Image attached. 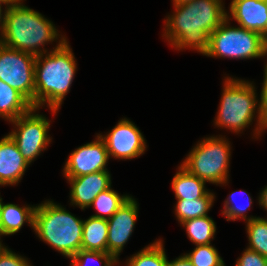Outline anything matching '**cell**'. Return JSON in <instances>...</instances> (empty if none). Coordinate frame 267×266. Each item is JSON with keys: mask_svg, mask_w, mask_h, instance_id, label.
Returning a JSON list of instances; mask_svg holds the SVG:
<instances>
[{"mask_svg": "<svg viewBox=\"0 0 267 266\" xmlns=\"http://www.w3.org/2000/svg\"><path fill=\"white\" fill-rule=\"evenodd\" d=\"M222 0H193L176 4L175 13L167 17L165 38L178 48H193L203 55L209 47L210 34L226 19Z\"/></svg>", "mask_w": 267, "mask_h": 266, "instance_id": "6da1fadb", "label": "cell"}, {"mask_svg": "<svg viewBox=\"0 0 267 266\" xmlns=\"http://www.w3.org/2000/svg\"><path fill=\"white\" fill-rule=\"evenodd\" d=\"M60 39L46 57L43 53L35 60L34 107L39 109L46 103L54 114L69 92L77 67L66 38Z\"/></svg>", "mask_w": 267, "mask_h": 266, "instance_id": "7a4b0ae2", "label": "cell"}, {"mask_svg": "<svg viewBox=\"0 0 267 266\" xmlns=\"http://www.w3.org/2000/svg\"><path fill=\"white\" fill-rule=\"evenodd\" d=\"M20 1L23 0L7 9L0 43L35 56L48 53L47 50H40V46L56 40L58 30L42 14Z\"/></svg>", "mask_w": 267, "mask_h": 266, "instance_id": "3957f363", "label": "cell"}, {"mask_svg": "<svg viewBox=\"0 0 267 266\" xmlns=\"http://www.w3.org/2000/svg\"><path fill=\"white\" fill-rule=\"evenodd\" d=\"M83 222L61 205L46 201L36 206L33 229L41 240L71 259L82 249Z\"/></svg>", "mask_w": 267, "mask_h": 266, "instance_id": "277c9868", "label": "cell"}, {"mask_svg": "<svg viewBox=\"0 0 267 266\" xmlns=\"http://www.w3.org/2000/svg\"><path fill=\"white\" fill-rule=\"evenodd\" d=\"M248 81L227 77L215 125L238 133L248 127L258 112L255 135L265 129L259 117V104L256 99L255 86ZM258 104V108L257 107Z\"/></svg>", "mask_w": 267, "mask_h": 266, "instance_id": "5b68a950", "label": "cell"}, {"mask_svg": "<svg viewBox=\"0 0 267 266\" xmlns=\"http://www.w3.org/2000/svg\"><path fill=\"white\" fill-rule=\"evenodd\" d=\"M229 144L225 137H207L191 150L181 166L205 182L225 184L231 155Z\"/></svg>", "mask_w": 267, "mask_h": 266, "instance_id": "8992f818", "label": "cell"}, {"mask_svg": "<svg viewBox=\"0 0 267 266\" xmlns=\"http://www.w3.org/2000/svg\"><path fill=\"white\" fill-rule=\"evenodd\" d=\"M229 16L209 36L206 56L236 59L259 58L267 55L261 34L242 27H230Z\"/></svg>", "mask_w": 267, "mask_h": 266, "instance_id": "52a82bcc", "label": "cell"}, {"mask_svg": "<svg viewBox=\"0 0 267 266\" xmlns=\"http://www.w3.org/2000/svg\"><path fill=\"white\" fill-rule=\"evenodd\" d=\"M36 56L0 43V80L16 89L34 107Z\"/></svg>", "mask_w": 267, "mask_h": 266, "instance_id": "ba28073f", "label": "cell"}, {"mask_svg": "<svg viewBox=\"0 0 267 266\" xmlns=\"http://www.w3.org/2000/svg\"><path fill=\"white\" fill-rule=\"evenodd\" d=\"M36 110L38 108L32 107L27 113L10 121L17 128L9 135L29 164L46 149L51 141L48 135L50 121L45 116L36 114Z\"/></svg>", "mask_w": 267, "mask_h": 266, "instance_id": "9c48e42d", "label": "cell"}, {"mask_svg": "<svg viewBox=\"0 0 267 266\" xmlns=\"http://www.w3.org/2000/svg\"><path fill=\"white\" fill-rule=\"evenodd\" d=\"M100 137L105 142L109 157L130 160L141 156L146 150L141 131L126 118L121 119L107 135Z\"/></svg>", "mask_w": 267, "mask_h": 266, "instance_id": "30bf717a", "label": "cell"}, {"mask_svg": "<svg viewBox=\"0 0 267 266\" xmlns=\"http://www.w3.org/2000/svg\"><path fill=\"white\" fill-rule=\"evenodd\" d=\"M108 160L105 142L98 134L96 140L78 147L69 155L63 172L65 177H78L107 171L106 163Z\"/></svg>", "mask_w": 267, "mask_h": 266, "instance_id": "8fae6325", "label": "cell"}, {"mask_svg": "<svg viewBox=\"0 0 267 266\" xmlns=\"http://www.w3.org/2000/svg\"><path fill=\"white\" fill-rule=\"evenodd\" d=\"M137 216L138 204L130 197L108 219L107 252L116 260L133 232Z\"/></svg>", "mask_w": 267, "mask_h": 266, "instance_id": "7c38bea8", "label": "cell"}, {"mask_svg": "<svg viewBox=\"0 0 267 266\" xmlns=\"http://www.w3.org/2000/svg\"><path fill=\"white\" fill-rule=\"evenodd\" d=\"M66 178L71 184V203L79 206L82 210L90 207L100 192L111 187V176L108 171Z\"/></svg>", "mask_w": 267, "mask_h": 266, "instance_id": "4fadbf2b", "label": "cell"}, {"mask_svg": "<svg viewBox=\"0 0 267 266\" xmlns=\"http://www.w3.org/2000/svg\"><path fill=\"white\" fill-rule=\"evenodd\" d=\"M30 165L20 153L10 135L0 140V185H15Z\"/></svg>", "mask_w": 267, "mask_h": 266, "instance_id": "5bb4252c", "label": "cell"}, {"mask_svg": "<svg viewBox=\"0 0 267 266\" xmlns=\"http://www.w3.org/2000/svg\"><path fill=\"white\" fill-rule=\"evenodd\" d=\"M230 14L239 27L263 34L267 26V0H232Z\"/></svg>", "mask_w": 267, "mask_h": 266, "instance_id": "9a60e30c", "label": "cell"}, {"mask_svg": "<svg viewBox=\"0 0 267 266\" xmlns=\"http://www.w3.org/2000/svg\"><path fill=\"white\" fill-rule=\"evenodd\" d=\"M35 209L36 206L19 207L12 203H2L0 210V236L17 233L24 222L34 228Z\"/></svg>", "mask_w": 267, "mask_h": 266, "instance_id": "2e32d148", "label": "cell"}, {"mask_svg": "<svg viewBox=\"0 0 267 266\" xmlns=\"http://www.w3.org/2000/svg\"><path fill=\"white\" fill-rule=\"evenodd\" d=\"M108 220L90 216L83 222L82 249L107 252Z\"/></svg>", "mask_w": 267, "mask_h": 266, "instance_id": "e0dca14e", "label": "cell"}, {"mask_svg": "<svg viewBox=\"0 0 267 266\" xmlns=\"http://www.w3.org/2000/svg\"><path fill=\"white\" fill-rule=\"evenodd\" d=\"M33 106L16 89L0 80V116L13 121L27 113Z\"/></svg>", "mask_w": 267, "mask_h": 266, "instance_id": "ac0fdd59", "label": "cell"}, {"mask_svg": "<svg viewBox=\"0 0 267 266\" xmlns=\"http://www.w3.org/2000/svg\"><path fill=\"white\" fill-rule=\"evenodd\" d=\"M179 171L173 177L172 188L177 200H195L205 196L209 191L205 188V181L189 173L179 166Z\"/></svg>", "mask_w": 267, "mask_h": 266, "instance_id": "d6986e66", "label": "cell"}, {"mask_svg": "<svg viewBox=\"0 0 267 266\" xmlns=\"http://www.w3.org/2000/svg\"><path fill=\"white\" fill-rule=\"evenodd\" d=\"M214 194L208 192L205 196L195 200H177L175 214L179 222L207 216V212L213 205Z\"/></svg>", "mask_w": 267, "mask_h": 266, "instance_id": "ffe728a7", "label": "cell"}, {"mask_svg": "<svg viewBox=\"0 0 267 266\" xmlns=\"http://www.w3.org/2000/svg\"><path fill=\"white\" fill-rule=\"evenodd\" d=\"M180 224L185 227L189 239L196 246L211 244V240L214 239L216 225L208 215L183 221Z\"/></svg>", "mask_w": 267, "mask_h": 266, "instance_id": "44dd1931", "label": "cell"}, {"mask_svg": "<svg viewBox=\"0 0 267 266\" xmlns=\"http://www.w3.org/2000/svg\"><path fill=\"white\" fill-rule=\"evenodd\" d=\"M130 197L131 196L129 195L121 196L110 187L100 192L93 200L91 206L94 205L97 210V214H94L92 216L108 220ZM103 214H105V216Z\"/></svg>", "mask_w": 267, "mask_h": 266, "instance_id": "7402d4cb", "label": "cell"}, {"mask_svg": "<svg viewBox=\"0 0 267 266\" xmlns=\"http://www.w3.org/2000/svg\"><path fill=\"white\" fill-rule=\"evenodd\" d=\"M162 241L159 239L143 250L134 254L126 266H167V256L165 254Z\"/></svg>", "mask_w": 267, "mask_h": 266, "instance_id": "603a6c76", "label": "cell"}, {"mask_svg": "<svg viewBox=\"0 0 267 266\" xmlns=\"http://www.w3.org/2000/svg\"><path fill=\"white\" fill-rule=\"evenodd\" d=\"M246 230L249 238V249L267 258V219L248 217Z\"/></svg>", "mask_w": 267, "mask_h": 266, "instance_id": "cb8c5ba5", "label": "cell"}, {"mask_svg": "<svg viewBox=\"0 0 267 266\" xmlns=\"http://www.w3.org/2000/svg\"><path fill=\"white\" fill-rule=\"evenodd\" d=\"M185 255L194 266H225L218 251L211 244L198 245Z\"/></svg>", "mask_w": 267, "mask_h": 266, "instance_id": "d4e9b609", "label": "cell"}, {"mask_svg": "<svg viewBox=\"0 0 267 266\" xmlns=\"http://www.w3.org/2000/svg\"><path fill=\"white\" fill-rule=\"evenodd\" d=\"M98 260L100 263L104 261V266H114L118 263L108 252L88 251L81 249L71 258V266H86L88 261ZM103 260V261H102Z\"/></svg>", "mask_w": 267, "mask_h": 266, "instance_id": "484cf974", "label": "cell"}, {"mask_svg": "<svg viewBox=\"0 0 267 266\" xmlns=\"http://www.w3.org/2000/svg\"><path fill=\"white\" fill-rule=\"evenodd\" d=\"M239 191L247 194L246 196H248L247 197L248 203H247V205H244V204L241 205L240 204V205L236 206V204H234V202H235L234 197L236 195V192H238V191L232 192V194H230L228 196L227 200L224 201L225 202L224 203V209H223L224 211H222V214L224 216H226L227 221H230V220L235 221L236 219H239V218L240 219L243 218L245 221H247V219H246L247 216L245 215V212H246V210L250 209V206L252 204V198L249 196L250 194H248L246 191H242V190H239Z\"/></svg>", "mask_w": 267, "mask_h": 266, "instance_id": "4316f807", "label": "cell"}, {"mask_svg": "<svg viewBox=\"0 0 267 266\" xmlns=\"http://www.w3.org/2000/svg\"><path fill=\"white\" fill-rule=\"evenodd\" d=\"M236 266H267V258L247 248L242 256L237 259Z\"/></svg>", "mask_w": 267, "mask_h": 266, "instance_id": "83f0119b", "label": "cell"}, {"mask_svg": "<svg viewBox=\"0 0 267 266\" xmlns=\"http://www.w3.org/2000/svg\"><path fill=\"white\" fill-rule=\"evenodd\" d=\"M0 266H32L26 258L12 252L5 246L0 249Z\"/></svg>", "mask_w": 267, "mask_h": 266, "instance_id": "f1b7e54d", "label": "cell"}, {"mask_svg": "<svg viewBox=\"0 0 267 266\" xmlns=\"http://www.w3.org/2000/svg\"><path fill=\"white\" fill-rule=\"evenodd\" d=\"M264 82L262 86V91L260 94V101H259V117L262 123V126L267 129V64L264 69Z\"/></svg>", "mask_w": 267, "mask_h": 266, "instance_id": "f546056e", "label": "cell"}, {"mask_svg": "<svg viewBox=\"0 0 267 266\" xmlns=\"http://www.w3.org/2000/svg\"><path fill=\"white\" fill-rule=\"evenodd\" d=\"M167 266H194L192 262L186 257V255L179 256L173 261H168Z\"/></svg>", "mask_w": 267, "mask_h": 266, "instance_id": "4dcf8cb0", "label": "cell"}, {"mask_svg": "<svg viewBox=\"0 0 267 266\" xmlns=\"http://www.w3.org/2000/svg\"><path fill=\"white\" fill-rule=\"evenodd\" d=\"M259 204L267 210V186L262 190L259 196Z\"/></svg>", "mask_w": 267, "mask_h": 266, "instance_id": "1f68e13d", "label": "cell"}, {"mask_svg": "<svg viewBox=\"0 0 267 266\" xmlns=\"http://www.w3.org/2000/svg\"><path fill=\"white\" fill-rule=\"evenodd\" d=\"M2 4H4V3L0 2V29H1L0 34H2V31H3L5 18H6V12H7V9H8V7L5 8L4 15H3L2 9H1V5Z\"/></svg>", "mask_w": 267, "mask_h": 266, "instance_id": "d6a6232c", "label": "cell"}, {"mask_svg": "<svg viewBox=\"0 0 267 266\" xmlns=\"http://www.w3.org/2000/svg\"><path fill=\"white\" fill-rule=\"evenodd\" d=\"M19 0H0V2L4 3L6 7H9L15 3H17Z\"/></svg>", "mask_w": 267, "mask_h": 266, "instance_id": "836d02e7", "label": "cell"}, {"mask_svg": "<svg viewBox=\"0 0 267 266\" xmlns=\"http://www.w3.org/2000/svg\"><path fill=\"white\" fill-rule=\"evenodd\" d=\"M262 37H263V41L265 43V46L267 48V26H266V30L262 34Z\"/></svg>", "mask_w": 267, "mask_h": 266, "instance_id": "e575fe53", "label": "cell"}, {"mask_svg": "<svg viewBox=\"0 0 267 266\" xmlns=\"http://www.w3.org/2000/svg\"><path fill=\"white\" fill-rule=\"evenodd\" d=\"M189 1H193V0H173L174 5L181 4V3H186V2H189Z\"/></svg>", "mask_w": 267, "mask_h": 266, "instance_id": "d590c367", "label": "cell"}, {"mask_svg": "<svg viewBox=\"0 0 267 266\" xmlns=\"http://www.w3.org/2000/svg\"><path fill=\"white\" fill-rule=\"evenodd\" d=\"M1 205H2V198H0V210H1Z\"/></svg>", "mask_w": 267, "mask_h": 266, "instance_id": "8d00e7d4", "label": "cell"}]
</instances>
